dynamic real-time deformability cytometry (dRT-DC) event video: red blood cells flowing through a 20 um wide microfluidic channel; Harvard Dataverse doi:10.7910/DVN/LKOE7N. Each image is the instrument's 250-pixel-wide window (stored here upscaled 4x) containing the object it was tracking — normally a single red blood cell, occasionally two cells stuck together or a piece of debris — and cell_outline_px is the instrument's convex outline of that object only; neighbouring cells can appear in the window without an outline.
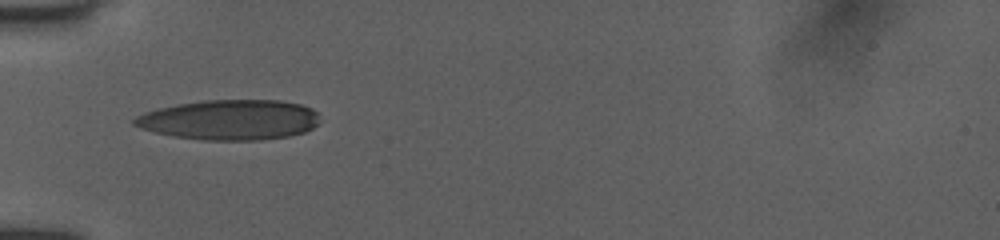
{"species": "human", "species_latin": "Homo sapiens", "temperature_condition": "room temperature", "stored_images_in_passage": 12, "camera_frame_rate_fps": 3000, "um_per_image_px": 0.085, "donor": {"sex": "female"}, "frame": {"image": 1, "passage_image": 6, "time_ms": 5.667, "image_size_px": [1000, 240], "cell_outline_px": [[316, 124], [312, 128], [304, 132], [288, 136], [260, 140], [200, 140], [172, 136], [140, 128], [132, 124], [132, 120], [136, 116], [144, 112], [176, 104], [204, 100], [280, 100], [300, 104], [312, 108], [316, 112]], "centroid_in_image_um": [19.48, 10.18], "position_along_channel_um": 65.5, "area_um2": 43.35}}
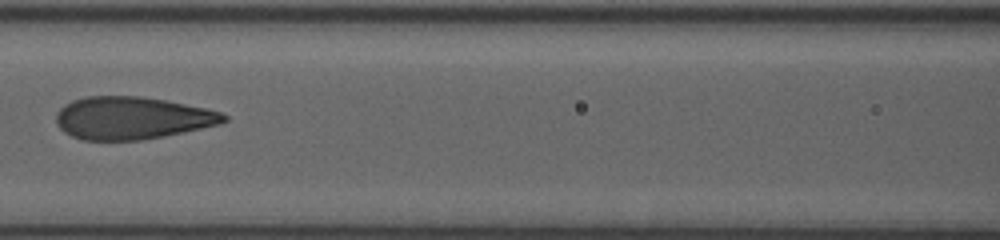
{"frame": {"image": 2, "passage_image": 8, "time_ms": 8.0, "image_size_px": [1000, 240], "cell_outline_px": [[228, 120], [220, 124], [184, 132], [164, 136], [140, 140], [84, 140], [72, 136], [64, 132], [56, 124], [56, 112], [64, 104], [72, 100], [88, 96], [140, 96], [164, 100], [208, 108], [220, 112], [228, 116]], "centroid_in_image_um": [11.21, 10.03], "position_along_channel_um": 155.4, "area_um2": 41.67}}
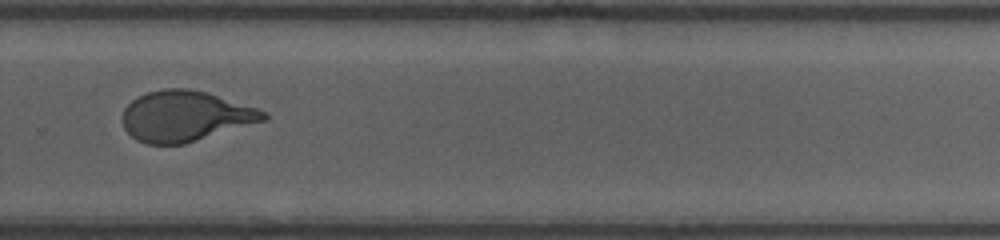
{"frame": {"image": 3, "passage_image": 12, "time_ms": 12.0, "image_size_px": [1000, 240], "cell_outline_px": [[268, 120], [184, 144], [148, 144], [136, 140], [124, 128], [120, 116], [124, 108], [132, 100], [148, 92], [164, 88], [188, 88], [208, 92], [268, 112]], "centroid_in_image_um": [15.75, 9.87], "position_along_channel_um": 314.0, "area_um2": 41.79}}